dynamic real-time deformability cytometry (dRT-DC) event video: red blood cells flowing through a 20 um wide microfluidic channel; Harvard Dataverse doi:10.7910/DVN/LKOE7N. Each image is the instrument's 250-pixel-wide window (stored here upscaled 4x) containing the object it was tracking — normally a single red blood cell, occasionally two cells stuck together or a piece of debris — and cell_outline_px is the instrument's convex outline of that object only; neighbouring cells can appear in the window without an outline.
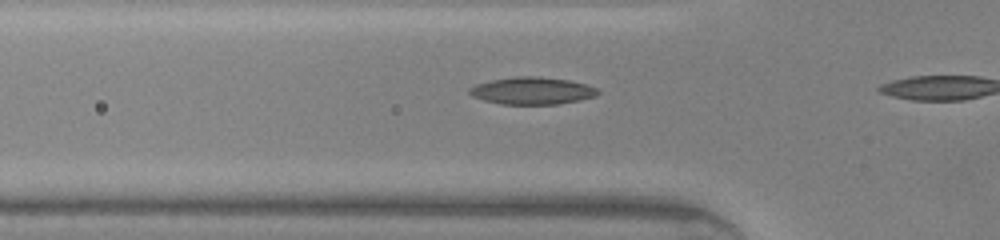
{"species": "common noctule bat (a hibernating species)", "species_latin": "Nyctalus noctula", "temperature_condition": "warm", "stored_images_in_passage": 6, "camera_frame_rate_fps": 3000, "um_per_image_px": 0.085, "animal": {"sex": "male", "body_mass_g": 20.0, "forearm_length_mm": 53.3}, "frame": {"image": 1, "passage_image": 5, "time_ms": 1.333, "image_size_px": [1000, 240], "cell_outline_px": [[600, 92], [596, 96], [580, 100], [560, 104], [500, 104], [484, 100], [472, 96], [468, 92], [468, 88], [476, 84], [492, 80], [516, 76], [536, 76], [568, 80], [588, 84], [596, 88]], "centroid_in_image_um": [45.24, 7.71], "position_along_channel_um": 80.6, "area_um2": 20.46}}